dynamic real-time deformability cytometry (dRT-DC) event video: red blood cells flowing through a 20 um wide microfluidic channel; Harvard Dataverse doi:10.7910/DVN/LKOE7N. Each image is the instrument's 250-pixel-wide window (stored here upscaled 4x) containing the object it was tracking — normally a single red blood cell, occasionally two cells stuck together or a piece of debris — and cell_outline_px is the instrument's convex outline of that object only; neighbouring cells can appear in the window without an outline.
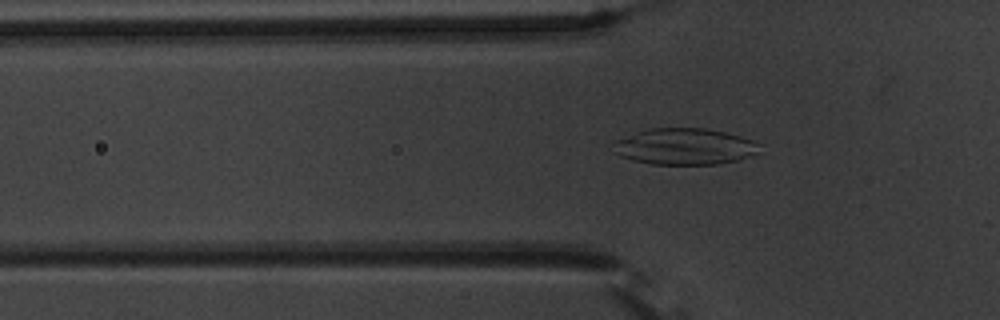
{"species": "common noctule bat (a hibernating species)", "species_latin": "Nyctalus noctula", "temperature_condition": "warm", "stored_images_in_passage": 54, "camera_frame_rate_fps": 3000, "um_per_image_px": 0.085, "animal": {"sex": "male", "body_mass_g": 20.1, "forearm_length_mm": 53.5}, "frame": {"image": 1, "passage_image": 18, "time_ms": 5.667, "image_size_px": [1000, 320], "cell_outline_px": [[760, 144], [756, 152], [736, 160], [716, 164], [652, 164], [632, 160], [620, 156], [612, 152], [608, 144], [612, 140], [652, 128], [708, 128], [740, 136], [752, 140]], "centroid_in_image_um": [58.07, 12.45], "position_along_channel_um": 67.7, "area_um2": 31.04}}
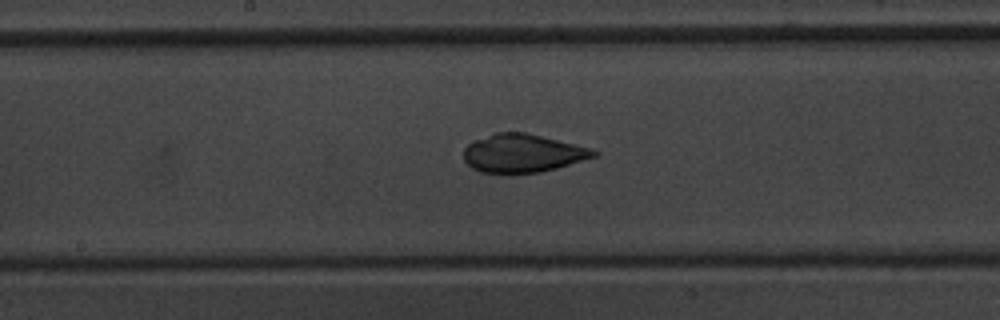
{"frame": {"image": 2, "passage_image": 29, "time_ms": 9.333, "image_size_px": [1000, 320], "cell_outline_px": [[600, 152], [596, 156], [556, 168], [540, 172], [504, 176], [500, 176], [480, 172], [472, 168], [464, 160], [464, 148], [468, 144], [476, 140], [496, 132], [528, 132], [592, 148]], "centroid_in_image_um": [44.41, 13.06], "position_along_channel_um": 203.8, "area_um2": 29.71}}
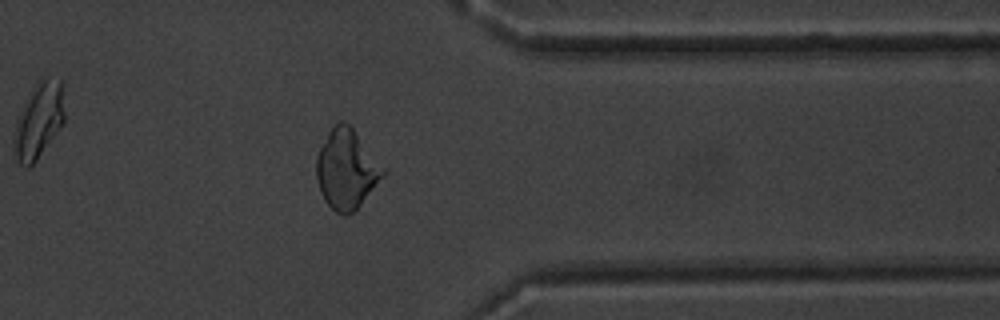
{"frame": {"image": 3, "passage_image": 44, "time_ms": 14.333, "image_size_px": [1000, 320], "cell_outline_px": [[388, 172], [360, 204], [348, 216], [344, 216], [336, 212], [324, 200], [320, 192], [316, 180], [316, 156], [332, 124], [340, 120], [344, 120], [352, 128]], "centroid_in_image_um": [29.44, 14.38], "position_along_channel_um": 382.0, "area_um2": 30.87}}